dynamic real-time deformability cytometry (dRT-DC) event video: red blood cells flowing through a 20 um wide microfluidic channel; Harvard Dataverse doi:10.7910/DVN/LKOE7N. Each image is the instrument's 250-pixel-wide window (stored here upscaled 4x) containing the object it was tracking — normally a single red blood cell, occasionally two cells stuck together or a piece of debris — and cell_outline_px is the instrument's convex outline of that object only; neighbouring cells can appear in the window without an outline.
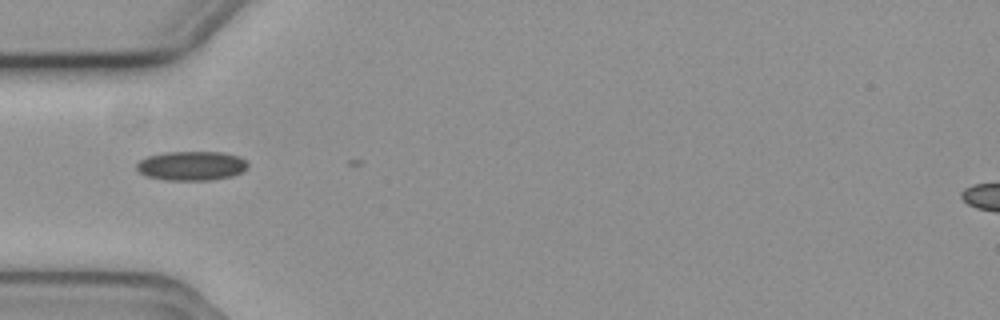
{"species": "common noctule bat (a hibernating species)", "species_latin": "Nyctalus noctula", "temperature_condition": "cold", "stored_images_in_passage": 3, "camera_frame_rate_fps": 3000, "um_per_image_px": 0.085, "animal": {"sex": "female", "body_mass_g": 19.3, "forearm_length_mm": 54.1}, "frame": {"image": 1, "passage_image": 2, "time_ms": 0.333, "image_size_px": [1000, 320], "cell_outline_px": [[248, 168], [232, 176], [208, 180], [164, 180], [148, 176], [140, 172], [136, 168], [136, 164], [140, 160], [148, 156], [168, 152], [220, 152], [240, 156], [248, 160]], "centroid_in_image_um": [16.31, 14.09], "position_along_channel_um": 68.7, "area_um2": 18.96}}